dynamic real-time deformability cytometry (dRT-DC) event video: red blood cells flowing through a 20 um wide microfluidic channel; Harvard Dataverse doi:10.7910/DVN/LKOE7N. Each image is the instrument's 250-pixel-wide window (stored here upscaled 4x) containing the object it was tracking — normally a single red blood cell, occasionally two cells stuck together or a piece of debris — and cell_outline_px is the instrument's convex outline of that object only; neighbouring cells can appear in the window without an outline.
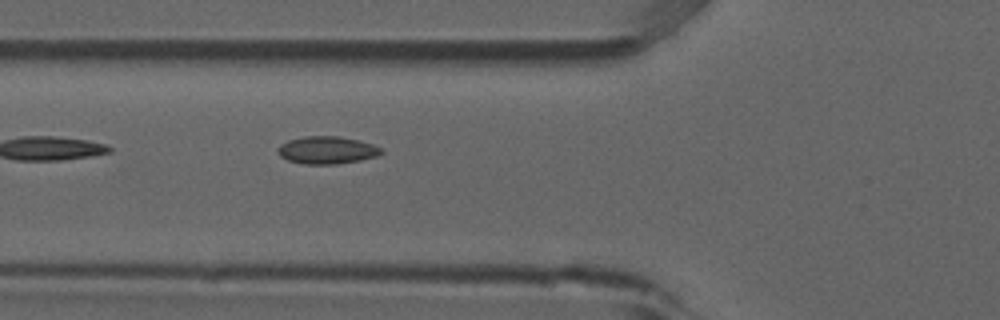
{"species": "common noctule bat (a hibernating species)", "species_latin": "Nyctalus noctula", "temperature_condition": "room temperature", "stored_images_in_passage": 6, "camera_frame_rate_fps": 3000, "um_per_image_px": 0.085, "animal": {"sex": "male", "forearm_length_mm": 52.5}, "frame": {"image": 1, "passage_image": 6, "time_ms": 1.667, "image_size_px": [1000, 320], "cell_outline_px": [[384, 152], [376, 156], [360, 160], [336, 164], [304, 164], [288, 160], [280, 156], [276, 148], [280, 144], [288, 140], [304, 136], [340, 136], [372, 144], [380, 148]], "centroid_in_image_um": [27.75, 12.76], "position_along_channel_um": 98.0, "area_um2": 16.53}}